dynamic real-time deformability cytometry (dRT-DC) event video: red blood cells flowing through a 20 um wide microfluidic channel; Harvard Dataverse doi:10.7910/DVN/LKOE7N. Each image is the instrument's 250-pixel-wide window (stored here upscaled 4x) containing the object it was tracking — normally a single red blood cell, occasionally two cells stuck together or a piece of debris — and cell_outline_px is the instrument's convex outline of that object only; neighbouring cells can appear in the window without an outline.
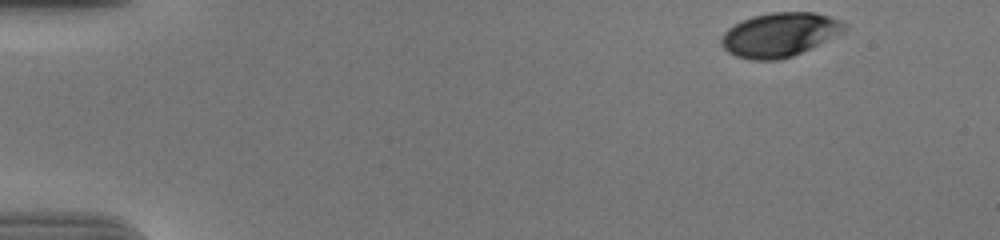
{"species": "human", "species_latin": "Homo sapiens", "temperature_condition": "cold", "stored_images_in_passage": 44, "camera_frame_rate_fps": 3000, "um_per_image_px": 0.085, "donor": {"sex": "male"}, "frame": {"image": 1, "passage_image": 1, "time_ms": 0.0, "image_size_px": [1000, 240], "cell_outline_px": [[848, 28], [844, 32], [792, 56], [780, 60], [752, 60], [736, 56], [728, 52], [720, 44], [720, 36], [728, 28], [752, 16], [772, 12], [816, 12], [840, 20], [848, 24]], "centroid_in_image_um": [66.27, 2.94], "position_along_channel_um": 18.7, "area_um2": 31.62}}
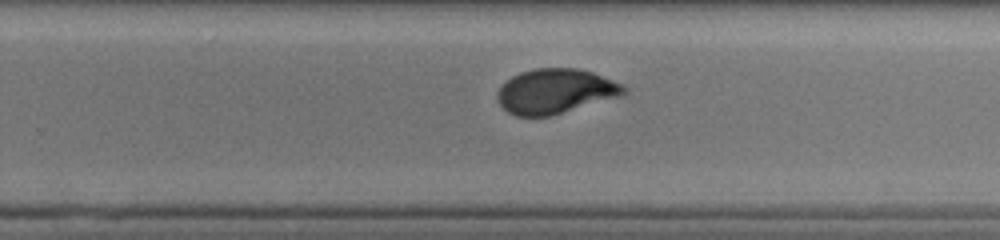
{"frame": {"image": 2, "passage_image": 32, "time_ms": 10.333, "image_size_px": [1000, 240], "cell_outline_px": [[628, 92], [620, 96], [548, 116], [516, 116], [508, 112], [496, 100], [496, 92], [512, 76], [520, 72], [536, 68], [576, 68], [592, 72], [624, 84], [628, 88]], "centroid_in_image_um": [47.21, 7.75], "position_along_channel_um": 282.6, "area_um2": 32.83}}
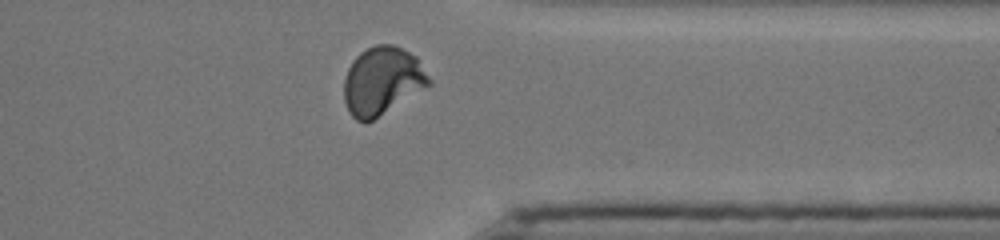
{"frame": {"image": 3, "passage_image": 40, "time_ms": 13.0, "image_size_px": [1000, 240], "cell_outline_px": [[432, 84], [372, 120], [356, 120], [348, 112], [344, 100], [344, 80], [348, 68], [352, 60], [360, 52], [376, 44], [392, 44], [416, 56], [432, 80]], "centroid_in_image_um": [32.49, 6.86], "position_along_channel_um": 378.9, "area_um2": 33.47}, "authors_computed_cell_mechanics": {"area_um2": 33.2928, "velocity_mm_per_s": 3.7139, "shape_relaxation_time_tau1_ms": 5.2475, "shape_relaxation_time_tau2_ms": 0.7456, "deformation_change_tau1": 0.1536, "deformation_change_tau2": 0.043}}